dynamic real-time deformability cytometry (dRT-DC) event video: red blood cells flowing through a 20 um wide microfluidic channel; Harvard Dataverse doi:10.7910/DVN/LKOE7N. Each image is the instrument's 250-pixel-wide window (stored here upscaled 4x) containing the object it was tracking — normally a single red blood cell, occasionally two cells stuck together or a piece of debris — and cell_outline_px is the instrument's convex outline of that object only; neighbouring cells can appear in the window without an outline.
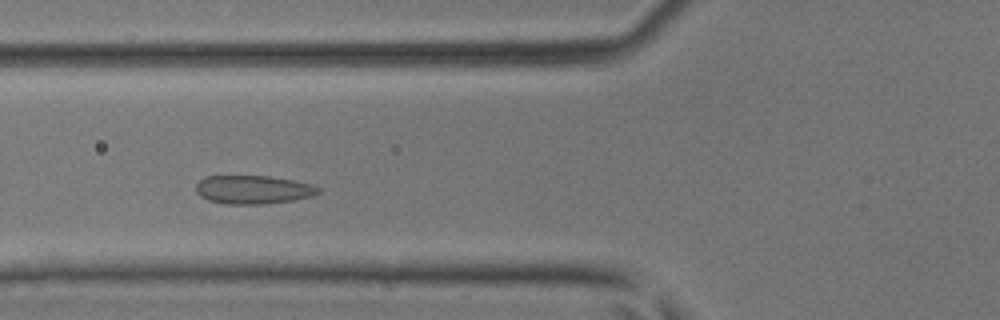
{"species": "common noctule bat (a hibernating species)", "species_latin": "Nyctalus noctula", "temperature_condition": "room temperature", "stored_images_in_passage": 43, "camera_frame_rate_fps": 3000, "um_per_image_px": 0.085, "animal": {"sex": "male", "body_mass_g": 17.9, "forearm_length_mm": 54.2}, "frame": {"image": 1, "passage_image": 13, "time_ms": 4.0, "image_size_px": [1000, 320], "cell_outline_px": [[320, 192], [312, 196], [292, 200], [264, 204], [224, 204], [208, 200], [200, 196], [196, 192], [196, 184], [204, 176], [272, 176], [312, 184], [320, 188]], "centroid_in_image_um": [21.5, 16.12], "position_along_channel_um": 104.3, "area_um2": 20.4}}
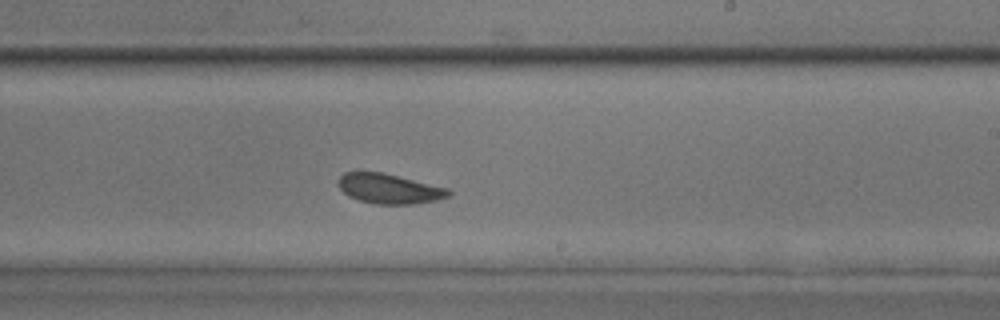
{"frame": {"image": 2, "passage_image": 24, "time_ms": 7.667, "image_size_px": [1000, 320], "cell_outline_px": [[452, 192], [448, 196], [436, 200], [416, 204], [376, 204], [360, 200], [348, 196], [340, 188], [340, 176], [344, 172], [384, 172], [448, 188]], "centroid_in_image_um": [33.11, 16.04], "position_along_channel_um": 255.9, "area_um2": 19.07}}
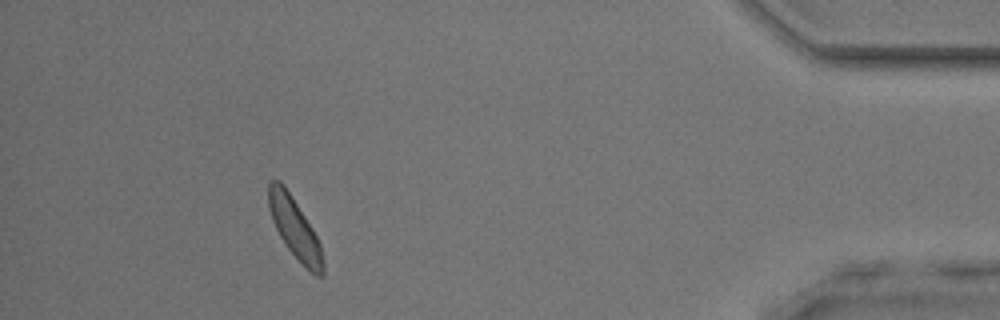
{"frame": {"image": 3, "passage_image": 39, "time_ms": 12.667, "image_size_px": [1000, 320], "cell_outline_px": [[324, 276], [316, 276], [284, 244], [272, 220], [268, 208], [268, 184], [272, 180], [280, 180], [284, 184], [312, 228], [320, 244], [324, 264]], "centroid_in_image_um": [25.03, 19.36], "position_along_channel_um": 410.2, "area_um2": 18.79}, "authors_computed_cell_mechanics": {"area_um2": 19.5942, "velocity_mm_per_s": 4.1536, "shape_relaxation_time_tau1_ms": 5.4114, "shape_relaxation_time_tau2_ms": 1.1315, "deformation_change_tau1": 0.0845, "deformation_change_tau2": 0.0666}}